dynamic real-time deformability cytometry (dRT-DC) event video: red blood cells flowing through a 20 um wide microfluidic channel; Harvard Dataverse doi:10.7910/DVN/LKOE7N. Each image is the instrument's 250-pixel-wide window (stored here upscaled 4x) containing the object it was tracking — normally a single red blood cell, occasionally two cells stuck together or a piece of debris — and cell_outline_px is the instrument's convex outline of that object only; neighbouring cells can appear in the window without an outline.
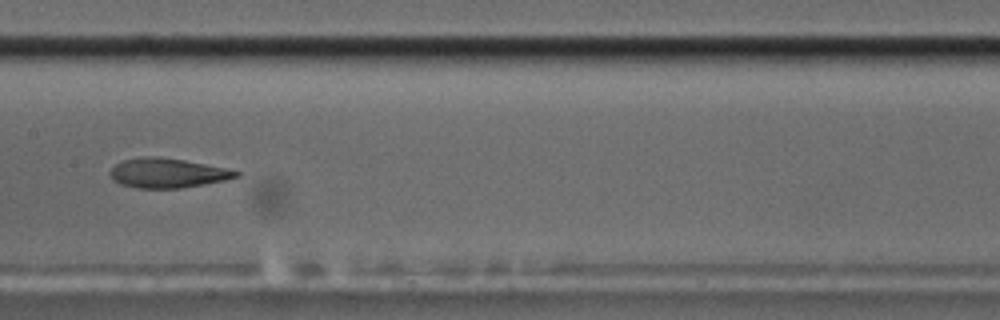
{"species": "common noctule bat (a hibernating species)", "species_latin": "Nyctalus noctula", "temperature_condition": "cold", "stored_images_in_passage": 38, "camera_frame_rate_fps": 3000, "um_per_image_px": 0.085, "animal": {"sex": "male", "body_mass_g": 17.5, "forearm_length_mm": 52.3}, "frame": {"image": 1, "passage_image": 17, "time_ms": 5.333, "image_size_px": [1000, 320], "cell_outline_px": [[240, 176], [224, 180], [204, 184], [180, 188], [136, 188], [120, 184], [112, 180], [108, 172], [116, 164], [124, 160], [140, 156], [160, 156], [184, 160], [224, 168], [240, 172]], "centroid_in_image_um": [14.17, 14.7], "position_along_channel_um": 193.2, "area_um2": 21.68}}
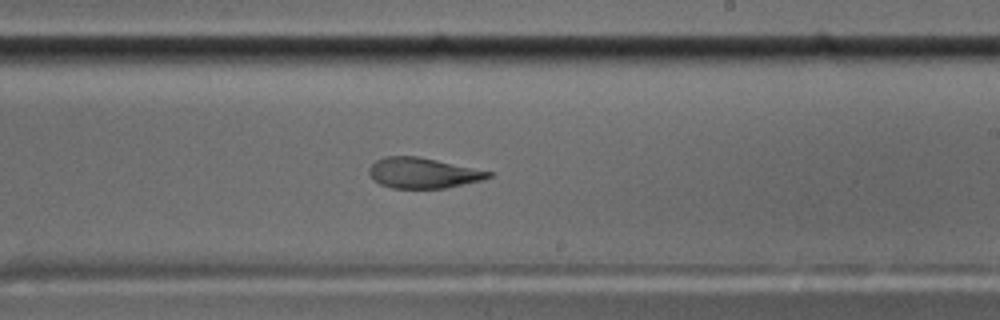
{"frame": {"image": 2, "passage_image": 22, "time_ms": 7.0, "image_size_px": [1000, 320], "cell_outline_px": [[492, 176], [480, 180], [444, 188], [392, 188], [380, 184], [372, 180], [368, 172], [368, 168], [376, 160], [384, 156], [420, 156], [492, 172]], "centroid_in_image_um": [35.88, 14.69], "position_along_channel_um": 253.1, "area_um2": 21.15}, "authors_computed_cell_mechanics": {"area_um2": 22.253, "velocity_mm_per_s": 3.6057, "shape_relaxation_time_tau1_ms": null, "shape_relaxation_time_tau2_ms": 3.0012, "deformation_change_tau1": null, "deformation_change_tau2": 0.106}}